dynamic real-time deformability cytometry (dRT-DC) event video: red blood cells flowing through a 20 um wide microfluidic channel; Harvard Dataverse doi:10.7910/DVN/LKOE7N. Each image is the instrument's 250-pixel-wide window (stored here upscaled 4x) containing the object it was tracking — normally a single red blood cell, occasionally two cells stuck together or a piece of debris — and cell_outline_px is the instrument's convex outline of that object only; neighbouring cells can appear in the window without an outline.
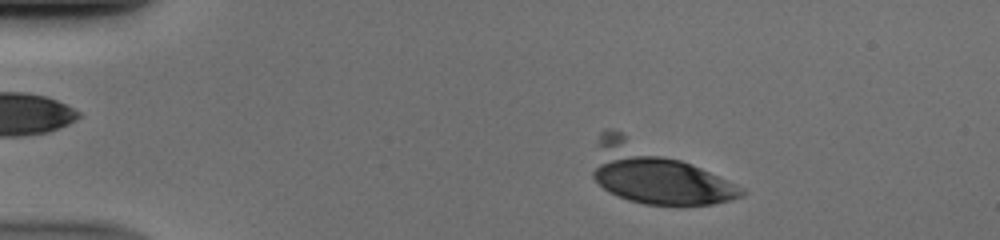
{"species": "human", "species_latin": "Homo sapiens", "temperature_condition": "cold", "stored_images_in_passage": 32, "camera_frame_rate_fps": 3000, "um_per_image_px": 0.085, "donor": {"sex": "male"}, "frame": {"image": 1, "passage_image": 6, "time_ms": 1.667, "image_size_px": [1000, 240], "cell_outline_px": [[744, 196], [712, 204], [644, 204], [628, 200], [608, 192], [592, 176], [592, 172], [596, 144], [600, 132], [604, 128], [608, 128], [620, 132], [692, 164], [744, 188]], "centroid_in_image_um": [55.65, 14.81], "position_along_channel_um": 29.3, "area_um2": 49.01}}
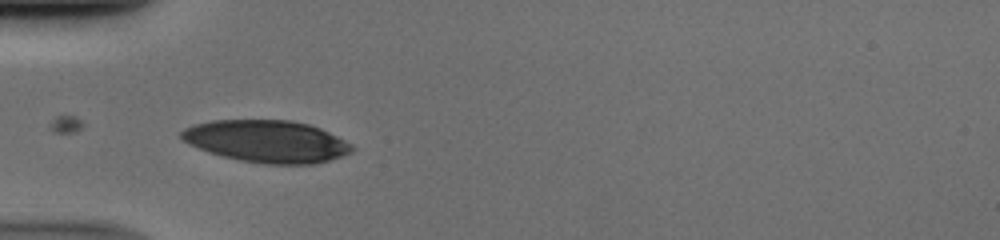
{"frame": {"image": 2, "passage_image": 14, "time_ms": 4.333, "image_size_px": [1000, 240], "cell_outline_px": [[356, 148], [352, 152], [328, 160], [312, 164], [264, 164], [240, 160], [208, 152], [188, 144], [180, 136], [180, 132], [184, 128], [196, 124], [212, 120], [292, 120], [308, 124], [320, 128], [352, 144]], "centroid_in_image_um": [22.67, 12.01], "position_along_channel_um": 62.3, "area_um2": 41.79}}